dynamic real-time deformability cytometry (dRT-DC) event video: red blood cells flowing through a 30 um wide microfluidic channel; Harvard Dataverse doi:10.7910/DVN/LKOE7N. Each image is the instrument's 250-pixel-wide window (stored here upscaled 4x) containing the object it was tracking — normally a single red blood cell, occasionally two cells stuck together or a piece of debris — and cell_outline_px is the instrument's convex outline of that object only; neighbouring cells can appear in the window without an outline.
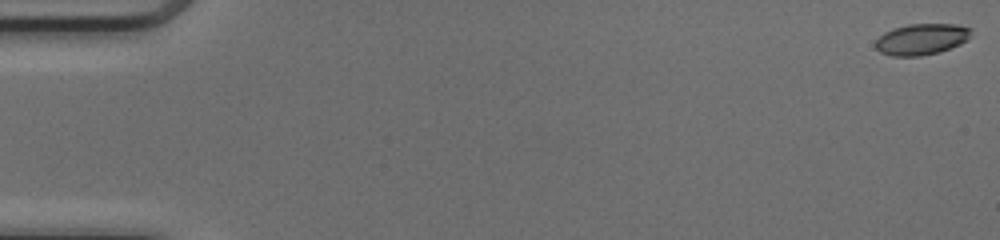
{"species": "common noctule bat (a hibernating species)", "species_latin": "Nyctalus noctula", "temperature_condition": "cold", "stored_images_in_passage": 51, "camera_frame_rate_fps": 3000, "um_per_image_px": 0.085, "animal": {"sex": "female", "body_mass_g": 17.0, "forearm_length_mm": 48.0}, "frame": {"image": 1, "passage_image": 1, "time_ms": 0.0, "image_size_px": [1000, 240], "cell_outline_px": [[972, 28], [968, 36], [960, 44], [940, 52], [920, 56], [892, 56], [880, 52], [876, 48], [876, 40], [884, 32], [892, 28], [908, 24], [956, 24]], "centroid_in_image_um": [78.3, 3.33], "position_along_channel_um": 6.7, "area_um2": 17.28}}
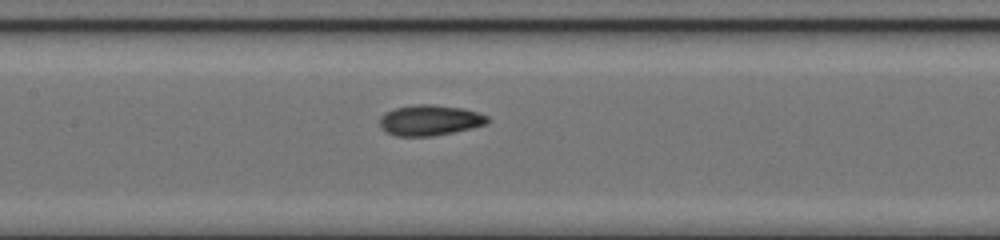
{"frame": {"image": 2, "passage_image": 25, "time_ms": 8.0, "image_size_px": [1000, 240], "cell_outline_px": [[488, 124], [472, 128], [432, 136], [396, 136], [384, 132], [380, 128], [380, 116], [396, 108], [416, 104], [432, 104], [464, 108], [488, 116]], "centroid_in_image_um": [36.53, 10.22], "position_along_channel_um": 170.9, "area_um2": 19.25}}
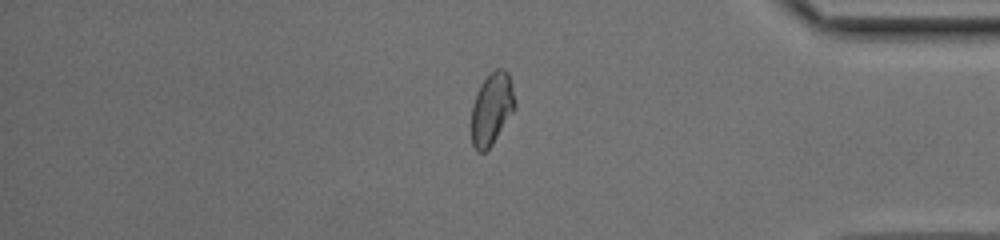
{"frame": {"image": 3, "passage_image": 43, "time_ms": 14.0, "image_size_px": [1000, 240], "cell_outline_px": [[516, 108], [492, 144], [484, 152], [476, 152], [472, 144], [472, 104], [480, 84], [496, 68], [504, 68], [508, 72], [516, 104]], "centroid_in_image_um": [41.8, 9.25], "position_along_channel_um": 393.4, "area_um2": 18.21}, "authors_computed_cell_mechanics": {"area_um2": 18.207, "velocity_mm_per_s": 4.1451, "shape_relaxation_time_tau1_ms": 6.2057, "shape_relaxation_time_tau2_ms": 1.6606, "deformation_change_tau1": 0.1728, "deformation_change_tau2": 0.0709}}